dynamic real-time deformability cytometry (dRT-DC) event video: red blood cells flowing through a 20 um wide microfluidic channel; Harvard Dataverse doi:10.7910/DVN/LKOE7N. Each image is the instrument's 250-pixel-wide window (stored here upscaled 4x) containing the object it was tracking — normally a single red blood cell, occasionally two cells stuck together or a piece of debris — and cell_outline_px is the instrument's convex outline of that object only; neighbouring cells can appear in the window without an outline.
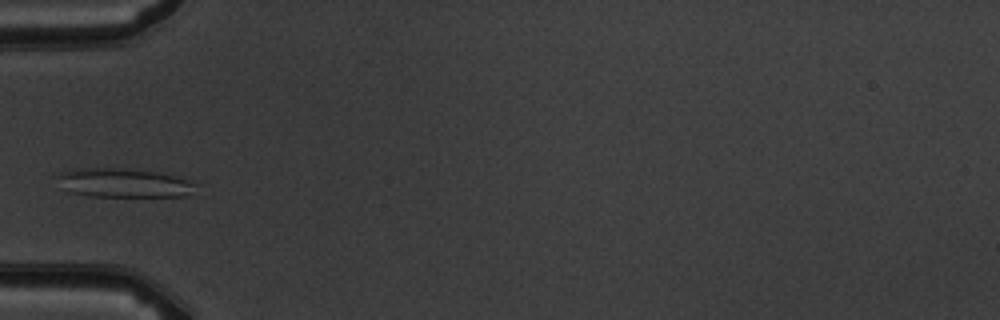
{"species": "common noctule bat (a hibernating species)", "species_latin": "Nyctalus noctula", "temperature_condition": "warm", "stored_images_in_passage": 3, "camera_frame_rate_fps": 3000, "um_per_image_px": 0.085, "animal": {"sex": "male", "body_mass_g": 19.5, "forearm_length_mm": 54.6}, "frame": {"image": 1, "passage_image": 3, "time_ms": 2.333, "image_size_px": [1000, 320], "cell_outline_px": [[196, 184], [188, 196], [88, 196], [68, 192], [52, 176], [60, 172], [72, 168], [124, 168], [156, 172], [176, 176]], "centroid_in_image_um": [10.39, 15.53], "position_along_channel_um": 74.6, "area_um2": 23.52}}